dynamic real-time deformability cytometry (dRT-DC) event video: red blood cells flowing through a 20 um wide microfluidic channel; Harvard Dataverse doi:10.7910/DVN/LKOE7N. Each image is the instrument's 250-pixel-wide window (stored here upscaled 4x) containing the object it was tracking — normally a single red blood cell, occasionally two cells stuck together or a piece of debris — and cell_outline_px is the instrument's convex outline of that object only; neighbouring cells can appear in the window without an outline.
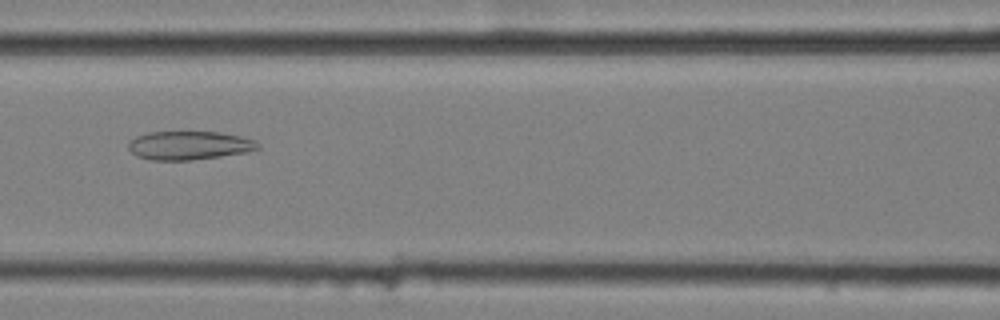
{"species": "common noctule bat (a hibernating species)", "species_latin": "Nyctalus noctula", "temperature_condition": "cold", "stored_images_in_passage": 8, "camera_frame_rate_fps": 3000, "um_per_image_px": 0.085, "animal": {"sex": "female", "body_mass_g": 25.1}, "frame": {"image": 1, "passage_image": 8, "time_ms": 2.333, "image_size_px": [1000, 320], "cell_outline_px": [[260, 148], [248, 152], [192, 160], [152, 160], [136, 156], [128, 148], [128, 144], [136, 136], [148, 132], [220, 132], [240, 136], [256, 140], [260, 144]], "centroid_in_image_um": [16.1, 12.36], "position_along_channel_um": 150.5, "area_um2": 21.62}}